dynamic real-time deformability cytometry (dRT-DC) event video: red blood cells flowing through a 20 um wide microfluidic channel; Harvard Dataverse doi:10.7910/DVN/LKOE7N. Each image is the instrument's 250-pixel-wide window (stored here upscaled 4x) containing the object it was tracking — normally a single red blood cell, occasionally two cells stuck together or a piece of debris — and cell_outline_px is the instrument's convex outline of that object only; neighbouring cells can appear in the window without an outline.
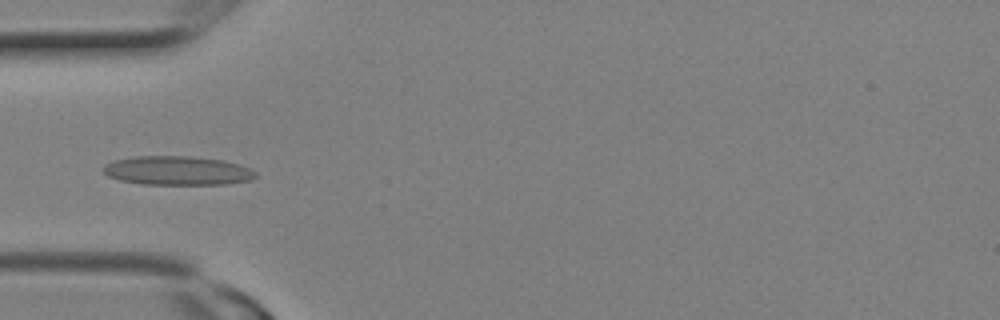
{"species": "Egyptian fruit bat (a non-hibernating species)", "species_latin": "Rousettus aegyptiacus", "temperature_condition": "room temperature", "stored_images_in_passage": 9, "camera_frame_rate_fps": 3000, "um_per_image_px": 0.085, "animal": {"sex": "female"}, "frame": {"image": 1, "passage_image": 8, "time_ms": 2.333, "image_size_px": [1000, 320], "cell_outline_px": [[256, 176], [252, 180], [224, 184], [140, 184], [120, 180], [108, 176], [100, 168], [104, 164], [112, 160], [132, 156], [188, 156], [220, 160], [240, 164], [256, 172]], "centroid_in_image_um": [15.02, 14.5], "position_along_channel_um": 70.0, "area_um2": 25.84}}